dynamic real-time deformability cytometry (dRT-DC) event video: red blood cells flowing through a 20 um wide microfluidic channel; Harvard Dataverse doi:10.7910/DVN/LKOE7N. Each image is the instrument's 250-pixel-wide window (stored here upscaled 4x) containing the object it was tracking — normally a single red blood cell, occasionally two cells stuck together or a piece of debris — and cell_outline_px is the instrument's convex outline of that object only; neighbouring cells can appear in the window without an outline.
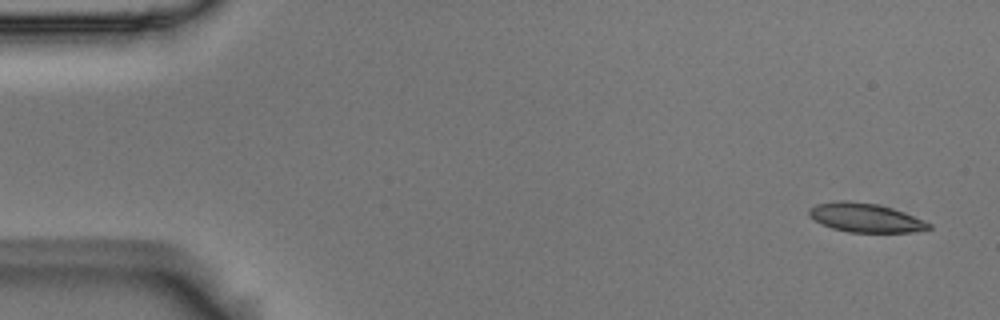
{"species": "Egyptian fruit bat (a non-hibernating species)", "species_latin": "Rousettus aegyptiacus", "temperature_condition": "room temperature", "stored_images_in_passage": 6, "camera_frame_rate_fps": 3000, "um_per_image_px": 0.085, "animal": {"sex": "male"}, "frame": {"image": 1, "passage_image": 1, "time_ms": 0.0, "image_size_px": [1000, 320], "cell_outline_px": [[932, 228], [908, 232], [848, 232], [832, 228], [808, 216], [808, 208], [816, 204], [844, 200], [876, 204], [892, 208], [904, 212], [924, 220], [932, 224]], "centroid_in_image_um": [73.56, 18.5], "position_along_channel_um": 11.4, "area_um2": 20.0}}
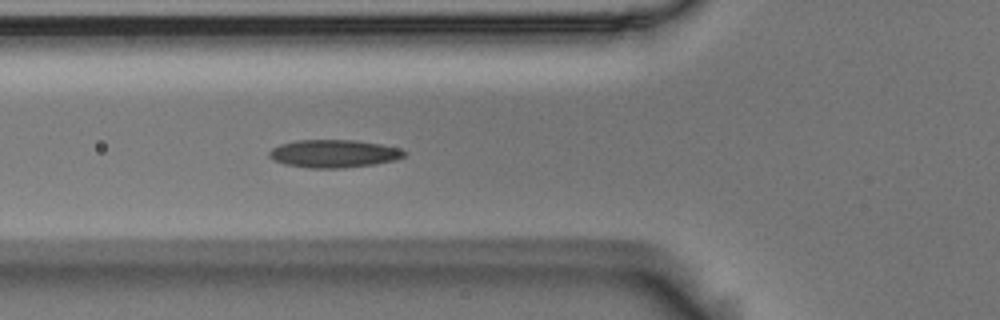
{"frame": {"image": 2, "passage_image": 6, "time_ms": 1.667, "image_size_px": [1000, 320], "cell_outline_px": [[408, 152], [404, 156], [396, 160], [376, 164], [344, 168], [308, 168], [284, 164], [268, 156], [268, 152], [272, 148], [280, 144], [296, 140], [356, 140], [380, 144], [400, 148]], "centroid_in_image_um": [28.4, 13.06], "position_along_channel_um": 97.4, "area_um2": 22.08}}